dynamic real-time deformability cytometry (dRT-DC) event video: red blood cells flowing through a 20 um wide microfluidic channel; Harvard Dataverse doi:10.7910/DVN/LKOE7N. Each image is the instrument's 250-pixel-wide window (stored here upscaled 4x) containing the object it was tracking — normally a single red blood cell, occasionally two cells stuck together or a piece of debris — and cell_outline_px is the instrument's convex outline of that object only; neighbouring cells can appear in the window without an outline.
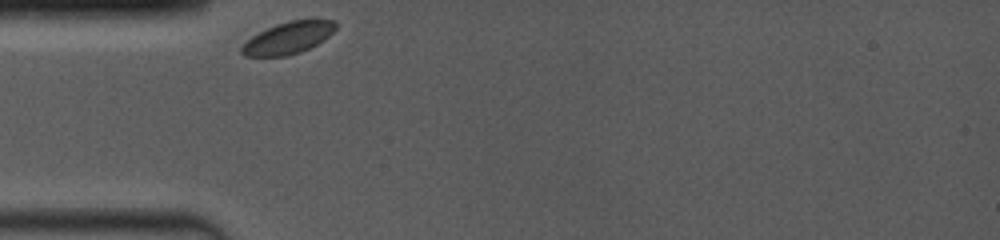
{"species": "common noctule bat (a hibernating species)", "species_latin": "Nyctalus noctula", "temperature_condition": "room temperature", "stored_images_in_passage": 41, "camera_frame_rate_fps": 4000, "um_per_image_px": 0.085, "animal": {"sex": "female", "body_mass_g": 19.0, "forearm_length_mm": 53.3}, "frame": {"image": 1, "passage_image": 1, "time_ms": 0.0, "image_size_px": [1000, 240], "cell_outline_px": [[336, 28], [324, 40], [300, 52], [284, 56], [244, 56], [240, 52], [240, 48], [252, 36], [276, 24], [288, 20], [332, 20], [336, 24]], "centroid_in_image_um": [24.48, 3.23], "position_along_channel_um": 60.5, "area_um2": 17.17}}
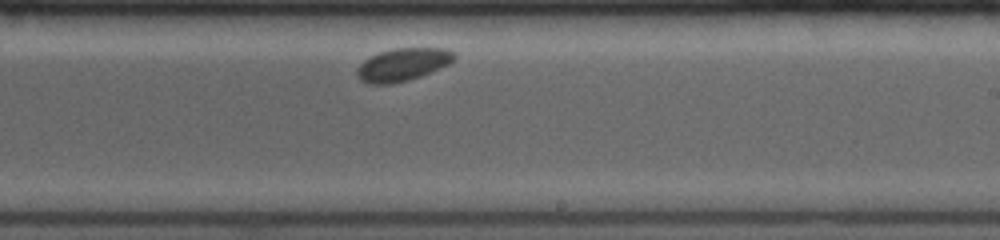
{"frame": {"image": 2, "passage_image": 24, "time_ms": 5.5, "image_size_px": [1000, 240], "cell_outline_px": [[456, 60], [448, 64], [420, 76], [408, 80], [392, 84], [372, 84], [360, 80], [356, 76], [356, 68], [364, 60], [380, 52], [392, 48], [444, 48], [456, 52]], "centroid_in_image_um": [34.23, 5.48], "position_along_channel_um": 254.8, "area_um2": 18.61}}
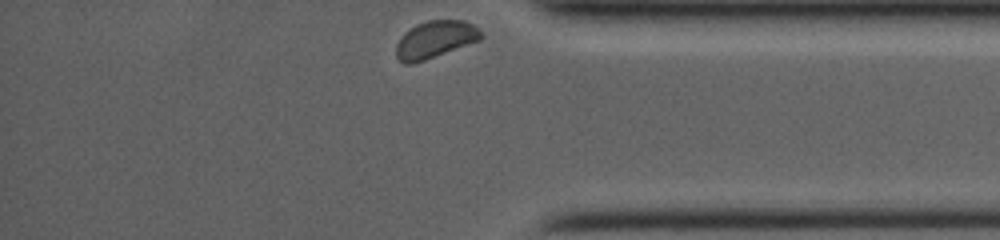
{"frame": {"image": 3, "passage_image": 41, "time_ms": 9.5, "image_size_px": [1000, 240], "cell_outline_px": [[484, 36], [480, 40], [424, 60], [412, 64], [404, 64], [396, 56], [396, 44], [404, 32], [416, 24], [428, 20], [464, 20], [480, 28], [484, 32]], "centroid_in_image_um": [37.01, 3.34], "position_along_channel_um": 398.2, "area_um2": 18.5}, "authors_computed_cell_mechanics": {"area_um2": 18.496, "velocity_mm_per_s": 3.6122, "shape_relaxation_time_tau1_ms": 0.7727, "shape_relaxation_time_tau2_ms": null, "deformation_change_tau1": 0.0341, "deformation_change_tau2": null}}